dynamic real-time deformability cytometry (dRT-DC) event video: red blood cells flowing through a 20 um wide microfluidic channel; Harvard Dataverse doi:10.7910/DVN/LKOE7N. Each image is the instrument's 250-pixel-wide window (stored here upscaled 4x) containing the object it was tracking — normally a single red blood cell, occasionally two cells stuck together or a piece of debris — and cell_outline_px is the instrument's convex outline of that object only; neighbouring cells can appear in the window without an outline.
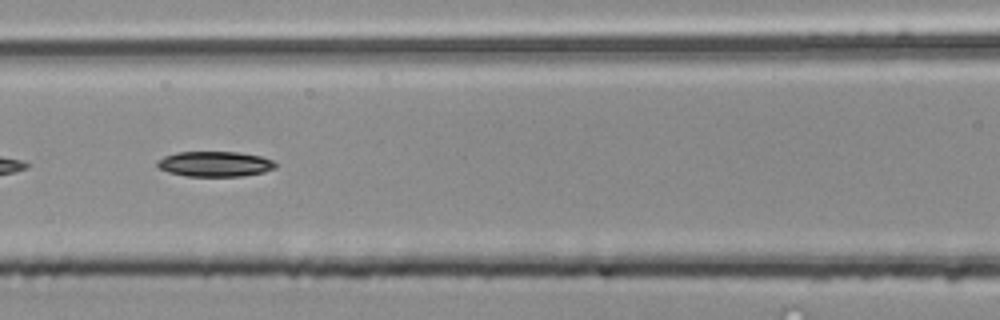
{"species": "common noctule bat (a hibernating species)", "species_latin": "Nyctalus noctula", "temperature_condition": "room temperature", "stored_images_in_passage": 40, "camera_frame_rate_fps": 3000, "um_per_image_px": 0.085, "animal": {"sex": "male", "body_mass_g": 20.4}, "frame": {"image": 1, "passage_image": 12, "time_ms": 3.667, "image_size_px": [1000, 320], "cell_outline_px": [[276, 168], [264, 172], [240, 176], [188, 176], [168, 172], [160, 168], [156, 164], [156, 160], [164, 156], [176, 152], [240, 152], [260, 156], [272, 160], [276, 164]], "centroid_in_image_um": [18.26, 13.93], "position_along_channel_um": 148.3, "area_um2": 17.4}}
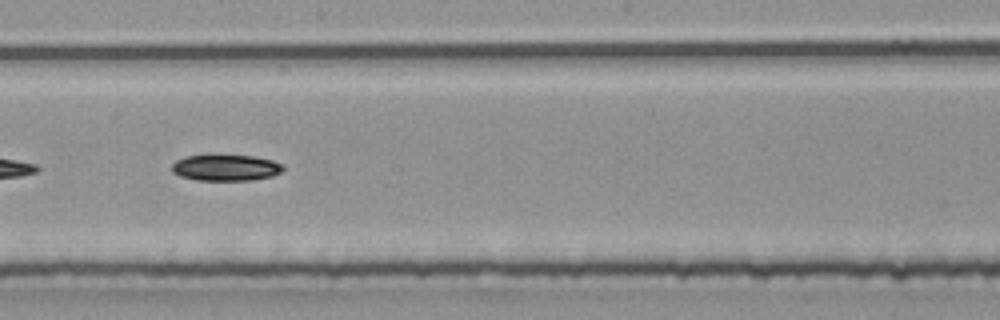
{"frame": {"image": 2, "passage_image": 18, "time_ms": 5.667, "image_size_px": [1000, 320], "cell_outline_px": [[284, 168], [280, 172], [272, 176], [248, 180], [196, 180], [180, 176], [172, 172], [172, 164], [176, 160], [184, 156], [252, 156], [272, 160], [284, 164]], "centroid_in_image_um": [19.18, 14.26], "position_along_channel_um": 229.0, "area_um2": 16.76}}
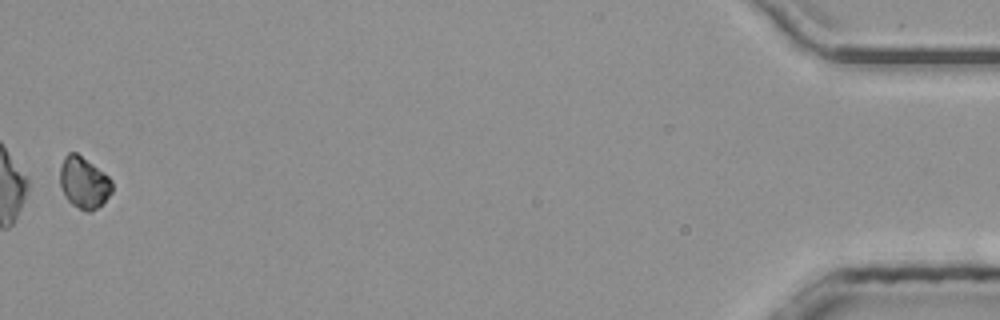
{"frame": {"image": 3, "passage_image": 40, "time_ms": 13.0, "image_size_px": [1000, 320], "cell_outline_px": [[112, 192], [96, 208], [88, 212], [84, 212], [72, 204], [68, 200], [60, 184], [60, 168], [64, 156], [68, 152], [76, 152], [104, 172], [112, 180]], "centroid_in_image_um": [7.12, 15.5], "position_along_channel_um": 428.1, "area_um2": 15.49}, "authors_computed_cell_mechanics": {"area_um2": 17.5712, "velocity_mm_per_s": 4.0499, "shape_relaxation_time_tau1_ms": 3.0964, "shape_relaxation_time_tau2_ms": null, "deformation_change_tau1": 0.1169, "deformation_change_tau2": null}}